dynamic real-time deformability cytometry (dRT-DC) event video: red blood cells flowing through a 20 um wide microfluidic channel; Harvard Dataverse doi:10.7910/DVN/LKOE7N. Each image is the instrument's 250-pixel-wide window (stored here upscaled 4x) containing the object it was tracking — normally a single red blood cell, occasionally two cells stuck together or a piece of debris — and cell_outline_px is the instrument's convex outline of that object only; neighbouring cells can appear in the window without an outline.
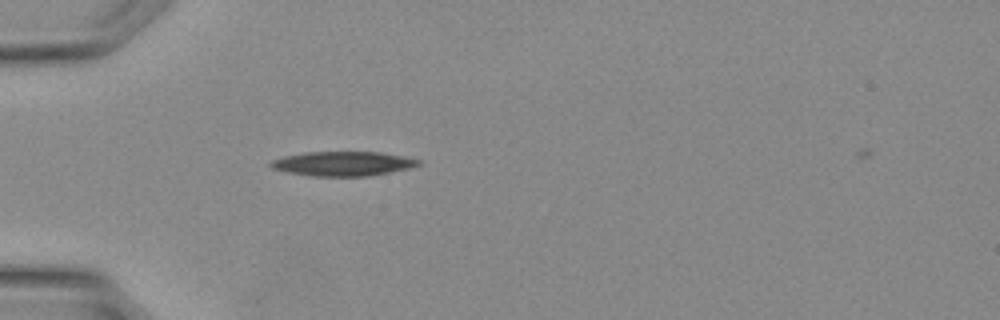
{"species": "Egyptian fruit bat (a non-hibernating species)", "species_latin": "Rousettus aegyptiacus", "temperature_condition": "warm", "stored_images_in_passage": 27, "camera_frame_rate_fps": 3000, "um_per_image_px": 0.085, "animal": {"sex": "female"}, "frame": {"image": 1, "passage_image": 3, "time_ms": 0.667, "image_size_px": [1000, 320], "cell_outline_px": [[424, 164], [408, 168], [368, 176], [312, 176], [288, 172], [272, 168], [268, 164], [272, 160], [284, 156], [304, 152], [380, 152], [404, 156], [424, 160]], "centroid_in_image_um": [29.19, 13.9], "position_along_channel_um": 55.8, "area_um2": 21.1}}
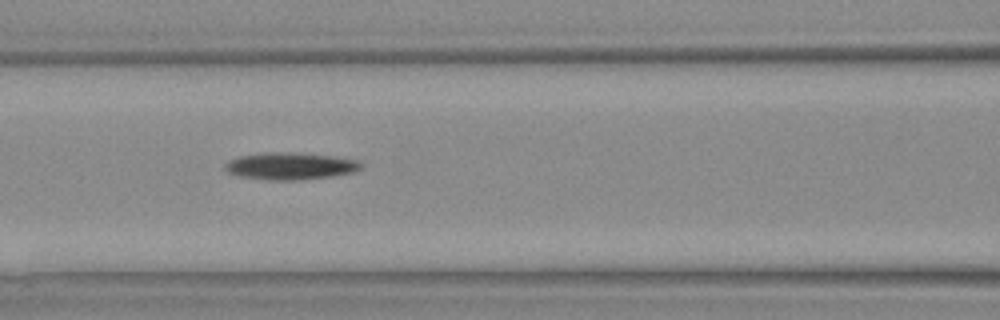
{"frame": {"image": 2, "passage_image": 8, "time_ms": 2.333, "image_size_px": [1000, 320], "cell_outline_px": [[364, 164], [356, 172], [332, 176], [300, 180], [268, 180], [236, 176], [224, 172], [224, 164], [228, 160], [240, 156], [272, 152], [284, 152], [332, 156], [356, 160]], "centroid_in_image_um": [24.63, 14.13], "position_along_channel_um": 142.0, "area_um2": 21.56}}
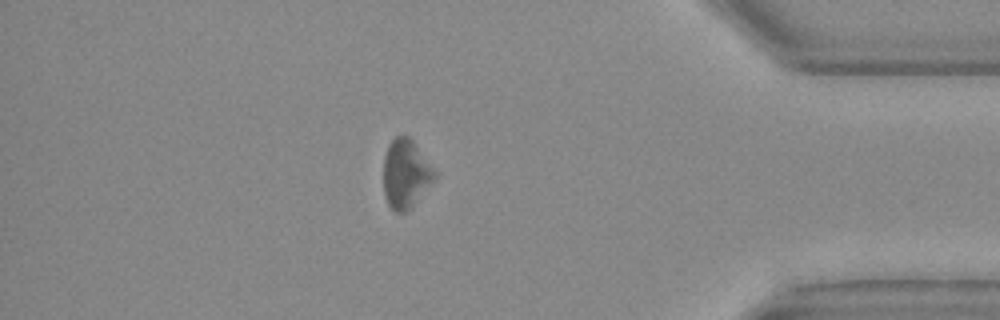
{"frame": {"image": 3, "passage_image": 23, "time_ms": 7.333, "image_size_px": [1000, 320], "cell_outline_px": [[436, 176], [412, 208], [404, 212], [396, 212], [388, 204], [384, 196], [384, 156], [388, 144], [396, 136], [408, 136], [412, 140], [436, 172]], "centroid_in_image_um": [34.46, 14.79], "position_along_channel_um": 400.7, "area_um2": 20.23}}